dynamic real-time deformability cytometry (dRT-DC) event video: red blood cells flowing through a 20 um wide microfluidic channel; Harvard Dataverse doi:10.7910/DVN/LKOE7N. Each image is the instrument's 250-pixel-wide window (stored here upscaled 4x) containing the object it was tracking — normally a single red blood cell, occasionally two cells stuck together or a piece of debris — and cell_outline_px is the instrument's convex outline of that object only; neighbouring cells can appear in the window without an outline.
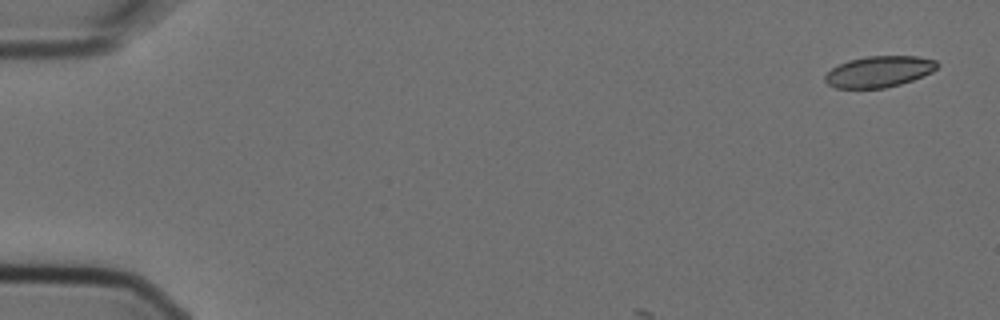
{"species": "Egyptian fruit bat (a non-hibernating species)", "species_latin": "Rousettus aegyptiacus", "temperature_condition": "cold", "stored_images_in_passage": 3, "camera_frame_rate_fps": 3000, "um_per_image_px": 0.085, "animal": {"sex": "female"}, "frame": {"image": 1, "passage_image": 1, "time_ms": 0.0, "image_size_px": [1000, 320], "cell_outline_px": [[940, 64], [932, 72], [912, 80], [900, 84], [884, 88], [836, 88], [828, 84], [824, 80], [824, 76], [832, 68], [848, 60], [868, 56], [916, 56], [936, 60]], "centroid_in_image_um": [74.72, 6.08], "position_along_channel_um": 10.3, "area_um2": 20.29}}